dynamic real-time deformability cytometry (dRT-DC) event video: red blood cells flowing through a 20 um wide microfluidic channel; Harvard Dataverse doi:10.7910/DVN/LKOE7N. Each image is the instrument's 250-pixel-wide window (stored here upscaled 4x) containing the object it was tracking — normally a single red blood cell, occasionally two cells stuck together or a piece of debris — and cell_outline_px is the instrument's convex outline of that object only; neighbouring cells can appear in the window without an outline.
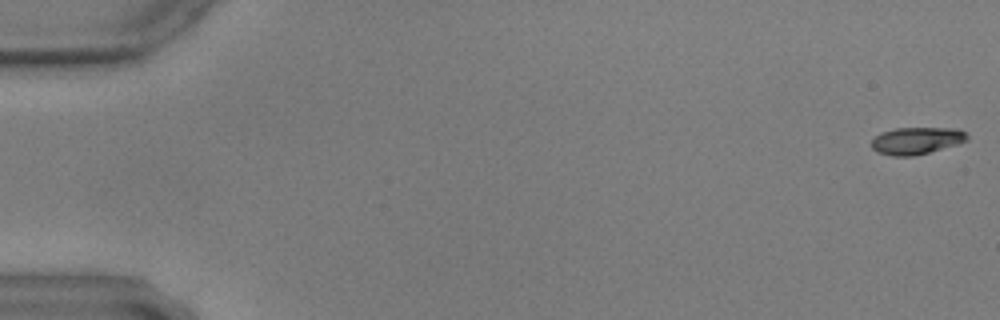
{"species": "common noctule bat (a hibernating species)", "species_latin": "Nyctalus noctula", "temperature_condition": "warm", "stored_images_in_passage": 59, "camera_frame_rate_fps": 3000, "um_per_image_px": 0.085, "animal": {"sex": "male", "body_mass_g": 17.9, "forearm_length_mm": 54.2}, "frame": {"image": 1, "passage_image": 1, "time_ms": 0.0, "image_size_px": [1000, 320], "cell_outline_px": [[968, 140], [956, 144], [928, 152], [912, 156], [892, 156], [876, 152], [872, 148], [872, 140], [880, 132], [896, 128], [956, 128], [964, 132], [968, 136]], "centroid_in_image_um": [77.87, 11.95], "position_along_channel_um": 7.1, "area_um2": 14.97}}
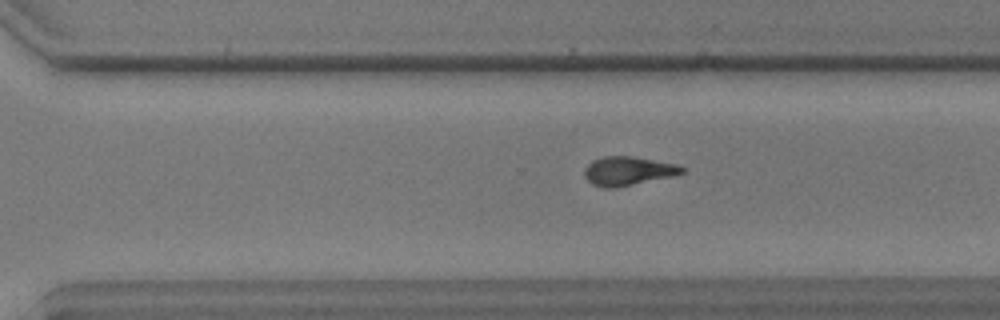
{"frame": {"image": 2, "passage_image": 41, "time_ms": 13.333, "image_size_px": [1000, 320], "cell_outline_px": [[684, 172], [668, 176], [616, 188], [604, 188], [592, 184], [584, 176], [584, 168], [592, 160], [604, 156], [632, 156], [676, 164], [684, 168]], "centroid_in_image_um": [53.3, 14.52], "position_along_channel_um": 317.3, "area_um2": 16.13}}
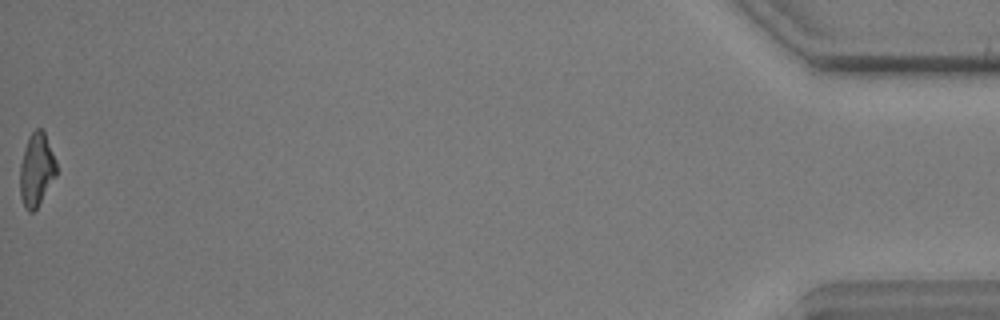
{"frame": {"image": 3, "passage_image": 59, "time_ms": 19.333, "image_size_px": [1000, 320], "cell_outline_px": [[56, 176], [36, 208], [32, 212], [28, 212], [24, 208], [20, 196], [20, 164], [24, 148], [28, 136], [36, 128], [40, 128], [44, 132], [56, 160]], "centroid_in_image_um": [3.08, 14.42], "position_along_channel_um": 432.1, "area_um2": 15.49}}